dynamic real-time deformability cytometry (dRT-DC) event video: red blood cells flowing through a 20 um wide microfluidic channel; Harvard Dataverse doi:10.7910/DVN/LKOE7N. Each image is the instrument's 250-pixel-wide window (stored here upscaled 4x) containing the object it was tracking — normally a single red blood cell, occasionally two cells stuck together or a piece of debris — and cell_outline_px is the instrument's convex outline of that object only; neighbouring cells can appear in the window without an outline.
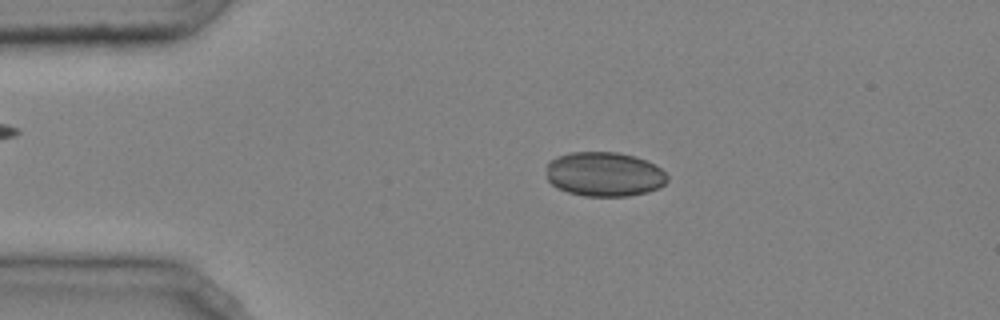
{"species": "common noctule bat (a hibernating species)", "species_latin": "Nyctalus noctula", "temperature_condition": "cold", "stored_images_in_passage": 45, "camera_frame_rate_fps": 3000, "um_per_image_px": 0.085, "animal": {"sex": "male", "body_mass_g": 20.4}, "frame": {"image": 1, "passage_image": 9, "time_ms": 2.667, "image_size_px": [1000, 320], "cell_outline_px": [[668, 180], [660, 188], [648, 192], [628, 196], [584, 196], [568, 192], [556, 188], [548, 180], [548, 160], [556, 156], [568, 152], [620, 152], [636, 156], [656, 164], [668, 176]], "centroid_in_image_um": [51.39, 14.8], "position_along_channel_um": 33.6, "area_um2": 31.73}}
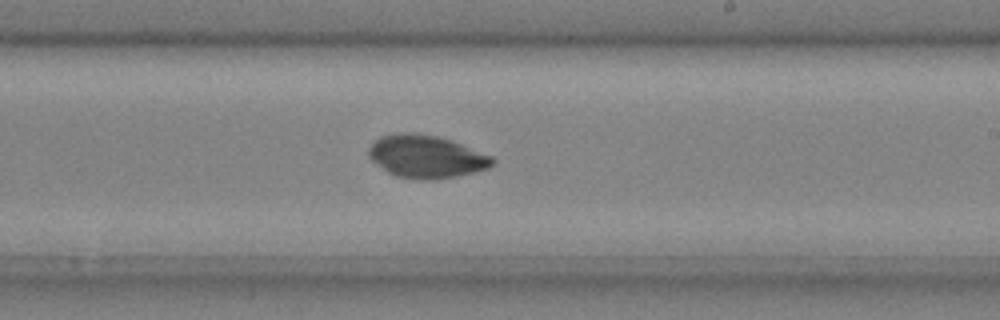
{"frame": {"image": 2, "passage_image": 28, "time_ms": 9.0, "image_size_px": [1000, 320], "cell_outline_px": [[496, 160], [488, 168], [472, 172], [432, 180], [428, 180], [396, 176], [388, 172], [372, 160], [368, 156], [368, 148], [380, 136], [396, 132], [416, 132], [436, 136], [452, 140], [492, 156]], "centroid_in_image_um": [36.21, 13.28], "position_along_channel_um": 252.8, "area_um2": 30.63}}
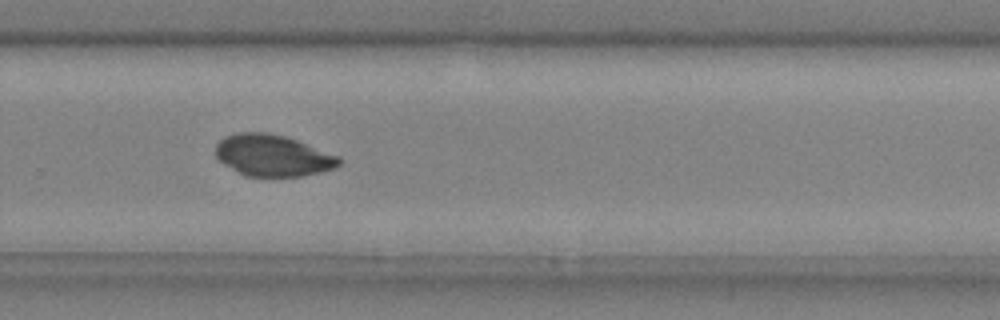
{"frame": {"image": 3, "passage_image": 32, "time_ms": 10.333, "image_size_px": [1000, 320], "cell_outline_px": [[340, 164], [336, 168], [304, 176], [244, 176], [224, 164], [216, 156], [216, 144], [224, 136], [236, 132], [268, 132], [284, 136], [296, 140], [340, 156]], "centroid_in_image_um": [23.18, 13.21], "position_along_channel_um": 306.6, "area_um2": 29.94}}